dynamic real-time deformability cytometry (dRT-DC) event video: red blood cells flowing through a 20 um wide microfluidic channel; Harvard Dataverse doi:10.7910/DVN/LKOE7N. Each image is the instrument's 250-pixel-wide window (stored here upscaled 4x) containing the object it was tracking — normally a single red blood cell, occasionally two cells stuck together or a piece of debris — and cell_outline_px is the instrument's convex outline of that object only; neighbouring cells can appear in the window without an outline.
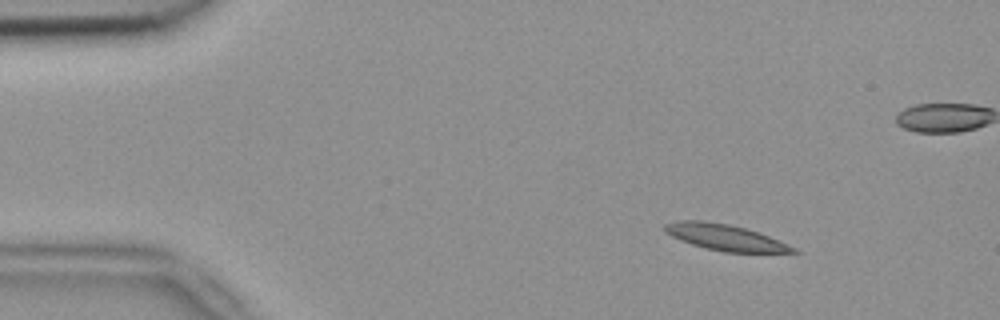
{"species": "common noctule bat (a hibernating species)", "species_latin": "Nyctalus noctula", "temperature_condition": "room temperature", "stored_images_in_passage": 4, "camera_frame_rate_fps": 3000, "um_per_image_px": 0.085, "animal": {"sex": "female", "body_mass_g": 18.4}, "frame": {"image": 1, "passage_image": 1, "time_ms": 0.0, "image_size_px": [1000, 320], "cell_outline_px": [[800, 252], [724, 252], [704, 248], [680, 240], [664, 232], [664, 224], [680, 220], [704, 220], [728, 224], [744, 228], [768, 236], [788, 244], [796, 248]], "centroid_in_image_um": [61.59, 20.17], "position_along_channel_um": 23.4, "area_um2": 19.31}}